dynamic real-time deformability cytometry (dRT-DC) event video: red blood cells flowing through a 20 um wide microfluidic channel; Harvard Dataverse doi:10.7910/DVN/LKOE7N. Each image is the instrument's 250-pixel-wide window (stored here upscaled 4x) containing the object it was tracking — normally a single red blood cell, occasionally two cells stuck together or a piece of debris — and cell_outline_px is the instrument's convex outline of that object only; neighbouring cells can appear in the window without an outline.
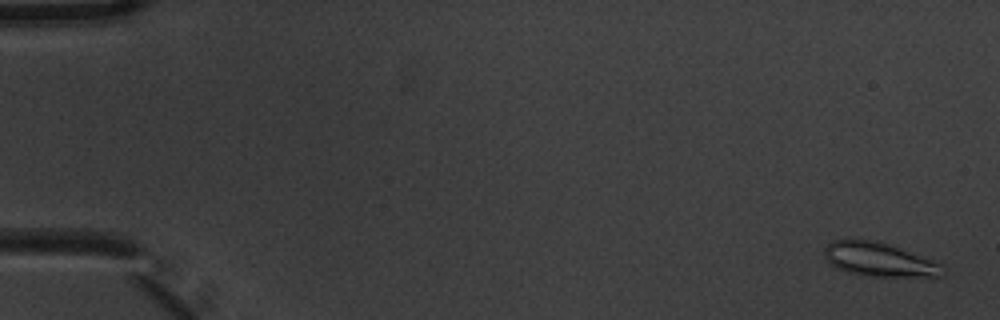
{"species": "common noctule bat (a hibernating species)", "species_latin": "Nyctalus noctula", "temperature_condition": "warm", "stored_images_in_passage": 7, "camera_frame_rate_fps": 3000, "um_per_image_px": 0.085, "animal": {"sex": "male", "body_mass_g": 20.1, "forearm_length_mm": 53.5}, "frame": {"image": 1, "passage_image": 1, "time_ms": 0.0, "image_size_px": [1000, 320], "cell_outline_px": [[944, 264], [940, 276], [864, 276], [848, 272], [836, 268], [828, 264], [824, 256], [824, 248], [832, 240], [848, 236], [888, 244]], "centroid_in_image_um": [74.61, 22.03], "position_along_channel_um": 10.4, "area_um2": 23.58}}
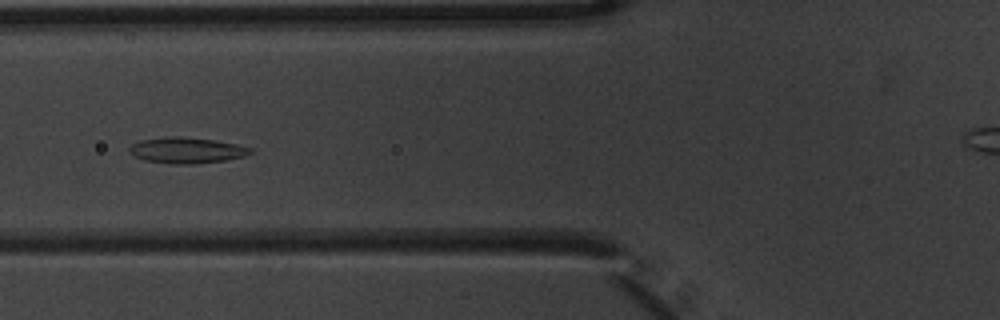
{"frame": {"image": 2, "passage_image": 6, "time_ms": 1.667, "image_size_px": [1000, 320], "cell_outline_px": [[252, 152], [244, 156], [228, 160], [196, 164], [172, 164], [144, 160], [136, 156], [128, 148], [132, 144], [140, 140], [172, 136], [176, 136], [216, 140], [236, 144], [252, 148]], "centroid_in_image_um": [15.9, 12.78], "position_along_channel_um": 109.9, "area_um2": 18.21}}
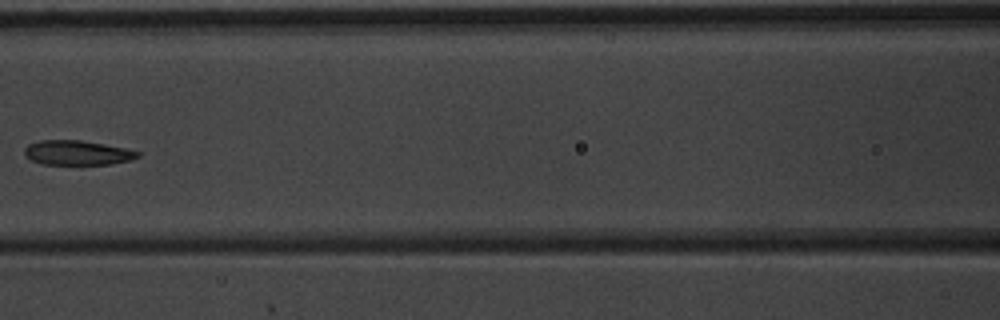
{"frame": {"image": 3, "passage_image": 7, "time_ms": 2.0, "image_size_px": [1000, 320], "cell_outline_px": [[140, 156], [132, 160], [112, 164], [44, 164], [32, 160], [24, 156], [24, 148], [28, 144], [40, 140], [80, 140], [104, 144], [124, 148], [140, 152]], "centroid_in_image_um": [6.56, 12.98], "position_along_channel_um": 160.0, "area_um2": 16.24}}